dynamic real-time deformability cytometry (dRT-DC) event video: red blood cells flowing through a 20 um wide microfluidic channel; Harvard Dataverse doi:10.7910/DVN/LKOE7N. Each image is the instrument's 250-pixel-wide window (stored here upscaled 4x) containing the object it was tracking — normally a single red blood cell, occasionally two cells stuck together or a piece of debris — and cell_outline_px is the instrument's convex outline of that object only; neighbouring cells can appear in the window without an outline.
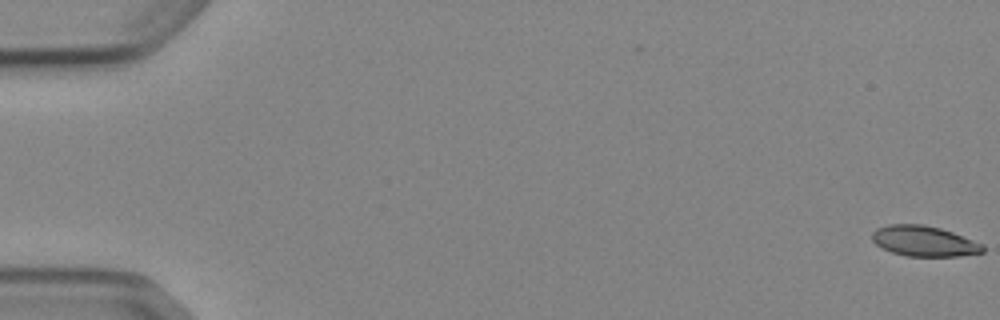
{"species": "Egyptian fruit bat (a non-hibernating species)", "species_latin": "Rousettus aegyptiacus", "temperature_condition": "cold", "stored_images_in_passage": 6, "camera_frame_rate_fps": 3000, "um_per_image_px": 0.085, "animal": {"sex": "female"}, "frame": {"image": 1, "passage_image": 1, "time_ms": 0.0, "image_size_px": [1000, 320], "cell_outline_px": [[984, 252], [960, 256], [908, 256], [892, 252], [876, 244], [872, 240], [872, 232], [876, 228], [888, 224], [924, 224], [940, 228], [952, 232], [984, 244]], "centroid_in_image_um": [78.55, 20.49], "position_along_channel_um": 6.4, "area_um2": 19.65}}
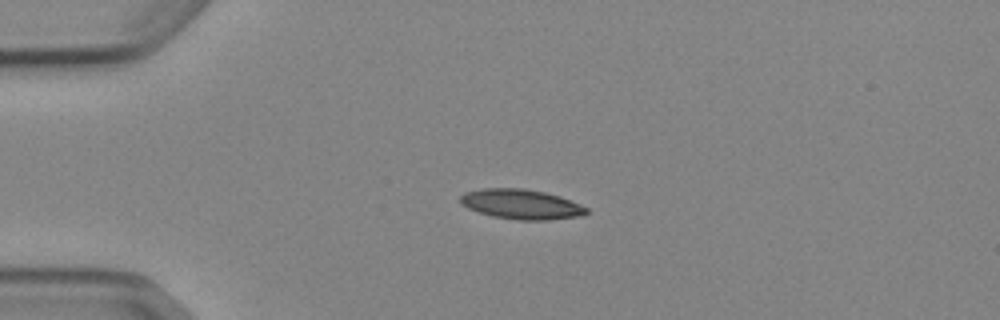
{"frame": {"image": 2, "passage_image": 4, "time_ms": 4.333, "image_size_px": [1000, 320], "cell_outline_px": [[588, 212], [584, 216], [548, 220], [520, 220], [492, 216], [468, 208], [460, 204], [460, 196], [464, 192], [484, 188], [524, 188], [544, 192], [560, 196], [580, 204], [588, 208]], "centroid_in_image_um": [44.32, 17.36], "position_along_channel_um": 40.7, "area_um2": 22.08}}
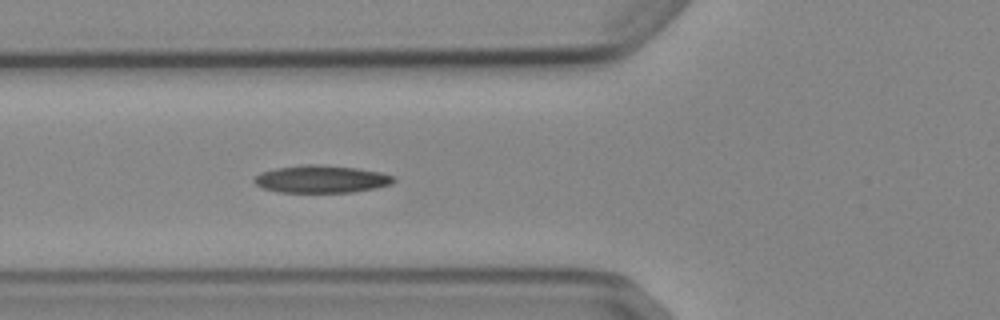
{"frame": {"image": 3, "passage_image": 6, "time_ms": 6.667, "image_size_px": [1000, 320], "cell_outline_px": [[396, 180], [392, 184], [376, 188], [352, 192], [280, 192], [264, 188], [256, 184], [252, 180], [260, 172], [276, 168], [304, 164], [320, 164], [356, 168], [380, 172], [392, 176]], "centroid_in_image_um": [27.31, 15.22], "position_along_channel_um": 98.5, "area_um2": 22.31}}